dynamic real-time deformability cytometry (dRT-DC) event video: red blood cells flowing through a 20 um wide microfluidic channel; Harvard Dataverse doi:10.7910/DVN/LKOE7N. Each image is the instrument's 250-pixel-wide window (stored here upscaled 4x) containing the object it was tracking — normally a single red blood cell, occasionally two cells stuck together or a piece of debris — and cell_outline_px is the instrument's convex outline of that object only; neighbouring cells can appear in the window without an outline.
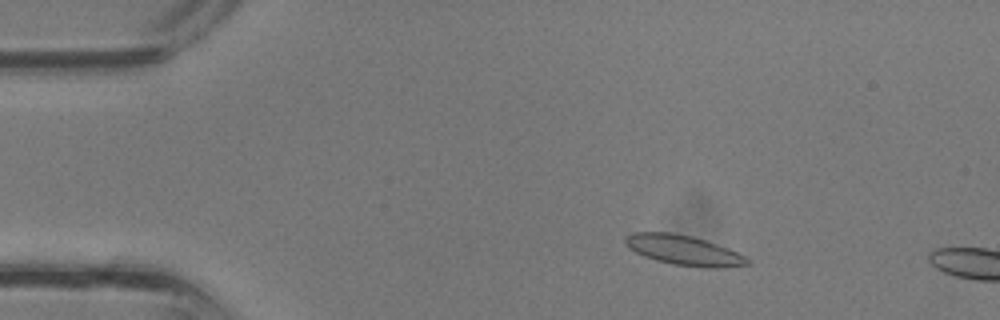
{"species": "common noctule bat (a hibernating species)", "species_latin": "Nyctalus noctula", "temperature_condition": "room temperature", "stored_images_in_passage": 5, "camera_frame_rate_fps": 3000, "um_per_image_px": 0.085, "animal": {"sex": "male", "body_mass_g": 13.3}, "frame": {"image": 1, "passage_image": 3, "time_ms": 0.667, "image_size_px": [1000, 320], "cell_outline_px": [[752, 264], [720, 268], [704, 268], [672, 264], [656, 260], [644, 256], [628, 248], [624, 244], [624, 236], [632, 232], [672, 232], [692, 236], [728, 248], [752, 260]], "centroid_in_image_um": [58.1, 21.27], "position_along_channel_um": 26.9, "area_um2": 21.5}}